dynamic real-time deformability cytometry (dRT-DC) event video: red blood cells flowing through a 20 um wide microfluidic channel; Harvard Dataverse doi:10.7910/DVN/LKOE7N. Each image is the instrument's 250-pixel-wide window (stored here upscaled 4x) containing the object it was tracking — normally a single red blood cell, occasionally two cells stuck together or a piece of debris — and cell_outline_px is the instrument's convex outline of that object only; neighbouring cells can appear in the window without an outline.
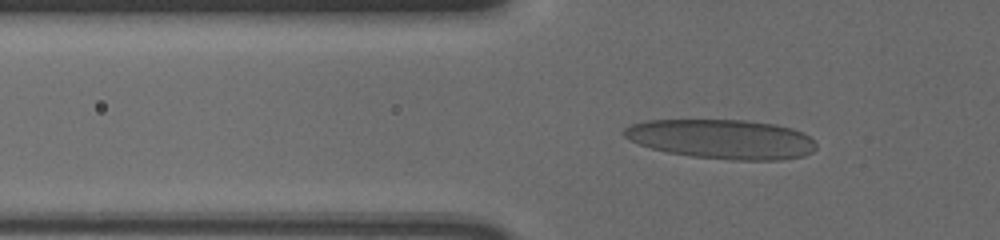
{"species": "human", "species_latin": "Homo sapiens", "temperature_condition": "cold", "stored_images_in_passage": 53, "camera_frame_rate_fps": 3000, "um_per_image_px": 0.085, "donor": {"sex": "male"}, "frame": {"image": 1, "passage_image": 16, "time_ms": 5.0, "image_size_px": [1000, 240], "cell_outline_px": [[816, 148], [812, 152], [804, 156], [780, 160], [732, 160], [692, 156], [668, 152], [652, 148], [640, 144], [624, 136], [624, 128], [632, 124], [648, 120], [744, 120], [776, 124], [792, 128], [804, 132], [816, 144]], "centroid_in_image_um": [61.41, 11.82], "position_along_channel_um": 64.4, "area_um2": 44.04}}
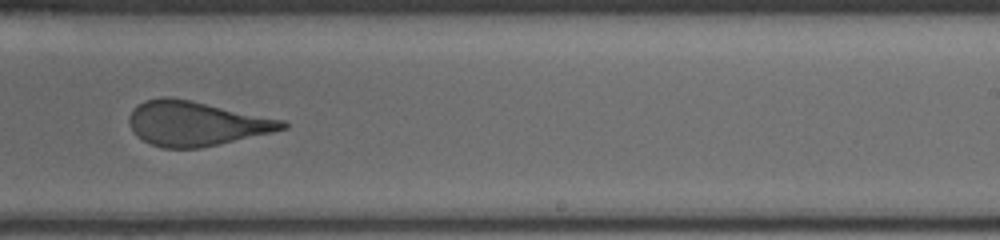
{"frame": {"image": 2, "passage_image": 34, "time_ms": 11.0, "image_size_px": [1000, 240], "cell_outline_px": [[288, 128], [272, 132], [220, 144], [200, 148], [160, 148], [136, 136], [128, 120], [132, 112], [144, 100], [160, 96], [168, 96], [192, 100], [284, 120], [288, 124]], "centroid_in_image_um": [16.67, 10.49], "position_along_channel_um": 272.3, "area_um2": 39.71}}
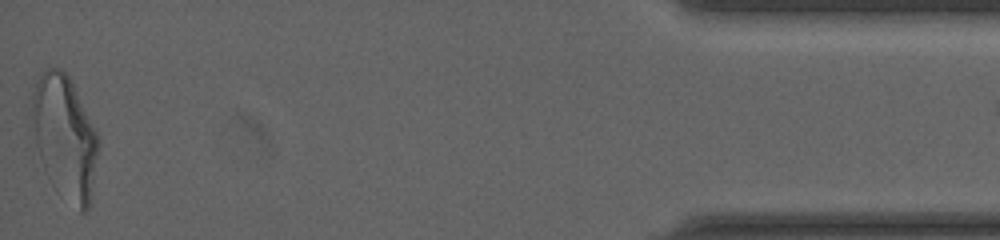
{"frame": {"image": 3, "passage_image": 53, "time_ms": 17.333, "image_size_px": [1000, 240], "cell_outline_px": [[100, 144], [88, 208], [84, 212], [80, 212], [40, 156], [36, 144], [32, 108], [32, 92], [36, 80], [44, 68], [60, 68], [72, 80], [100, 140]], "centroid_in_image_um": [5.55, 11.45], "position_along_channel_um": 429.7, "area_um2": 45.32}, "authors_computed_cell_mechanics": {"area_um2": 40.9224, "velocity_mm_per_s": 3.6275, "shape_relaxation_time_tau1_ms": null, "shape_relaxation_time_tau2_ms": 0.9722, "deformation_change_tau1": null, "deformation_change_tau2": 0.0899}}